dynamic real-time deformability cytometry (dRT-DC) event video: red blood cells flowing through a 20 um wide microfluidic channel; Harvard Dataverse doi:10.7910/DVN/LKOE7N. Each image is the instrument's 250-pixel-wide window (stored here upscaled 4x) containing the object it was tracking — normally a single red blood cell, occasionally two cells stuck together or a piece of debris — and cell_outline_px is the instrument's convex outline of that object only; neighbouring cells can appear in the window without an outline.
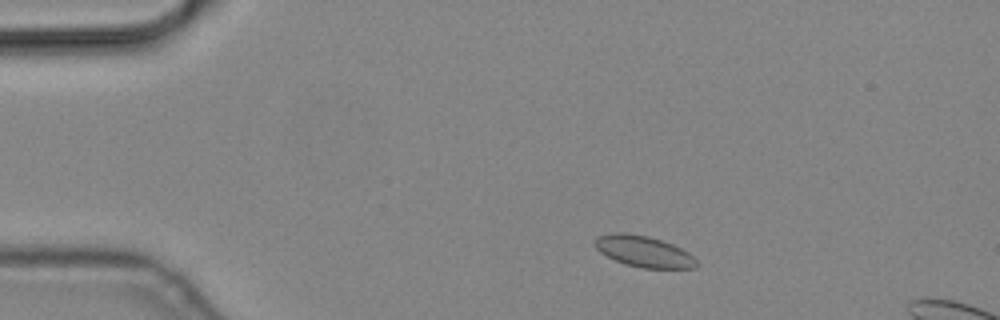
{"species": "common noctule bat (a hibernating species)", "species_latin": "Nyctalus noctula", "temperature_condition": "cold", "stored_images_in_passage": 4, "camera_frame_rate_fps": 3000, "um_per_image_px": 0.085, "animal": {"sex": "male", "body_mass_g": 19.2, "forearm_length_mm": 51.8}, "frame": {"image": 1, "passage_image": 1, "time_ms": 0.0, "image_size_px": [1000, 320], "cell_outline_px": [[696, 268], [644, 268], [624, 264], [600, 252], [596, 248], [596, 236], [616, 232], [620, 232], [648, 236], [672, 244], [688, 252], [696, 260]], "centroid_in_image_um": [54.71, 21.37], "position_along_channel_um": 30.3, "area_um2": 18.15}}